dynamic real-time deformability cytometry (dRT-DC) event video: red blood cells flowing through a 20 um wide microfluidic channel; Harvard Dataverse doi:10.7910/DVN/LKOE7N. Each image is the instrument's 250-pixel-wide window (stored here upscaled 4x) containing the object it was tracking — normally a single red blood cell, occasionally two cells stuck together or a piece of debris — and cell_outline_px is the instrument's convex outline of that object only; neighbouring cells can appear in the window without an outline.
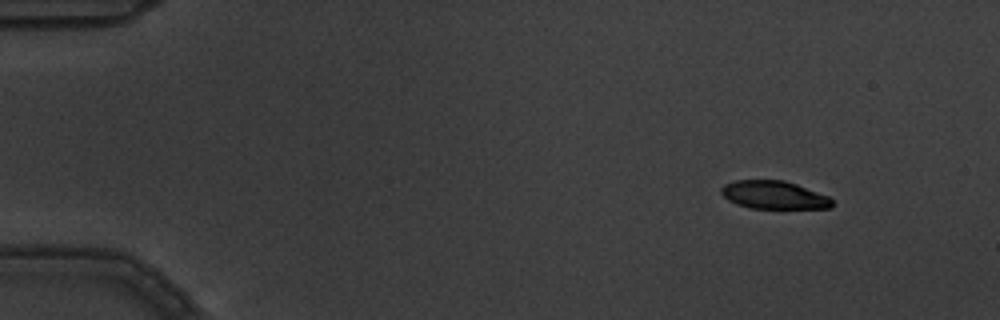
{"species": "common noctule bat (a hibernating species)", "species_latin": "Nyctalus noctula", "temperature_condition": "warm", "stored_images_in_passage": 5, "camera_frame_rate_fps": 3000, "um_per_image_px": 0.085, "animal": {"sex": "male", "body_mass_g": 19.5, "forearm_length_mm": 54.6}, "frame": {"image": 1, "passage_image": 2, "time_ms": 0.333, "image_size_px": [1000, 320], "cell_outline_px": [[832, 208], [752, 208], [736, 204], [728, 200], [720, 192], [720, 188], [724, 184], [736, 180], [784, 180], [796, 184], [828, 196], [832, 200]], "centroid_in_image_um": [65.75, 16.57], "position_along_channel_um": 19.2, "area_um2": 18.03}}